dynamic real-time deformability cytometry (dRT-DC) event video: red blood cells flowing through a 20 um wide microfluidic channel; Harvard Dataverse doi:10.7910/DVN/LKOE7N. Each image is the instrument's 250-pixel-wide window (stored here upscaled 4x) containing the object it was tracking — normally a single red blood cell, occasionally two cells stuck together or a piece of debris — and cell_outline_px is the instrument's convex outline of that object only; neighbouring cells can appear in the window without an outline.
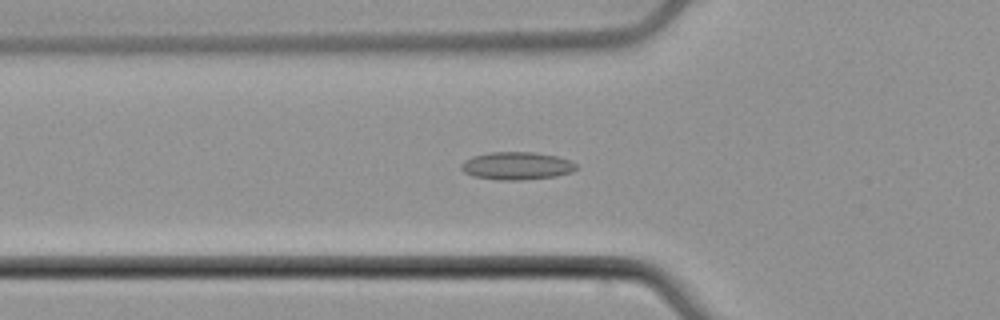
{"species": "common noctule bat (a hibernating species)", "species_latin": "Nyctalus noctula", "temperature_condition": "cold", "stored_images_in_passage": 47, "camera_frame_rate_fps": 3000, "um_per_image_px": 0.085, "animal": {"sex": "male", "body_mass_g": 21.5, "forearm_length_mm": 52.0}, "frame": {"image": 1, "passage_image": 12, "time_ms": 3.667, "image_size_px": [1000, 320], "cell_outline_px": [[576, 168], [572, 172], [556, 176], [520, 180], [496, 180], [472, 176], [464, 172], [460, 168], [460, 164], [464, 160], [472, 156], [488, 152], [532, 152], [556, 156], [568, 160], [576, 164]], "centroid_in_image_um": [43.86, 14.1], "position_along_channel_um": 81.9, "area_um2": 18.67}}
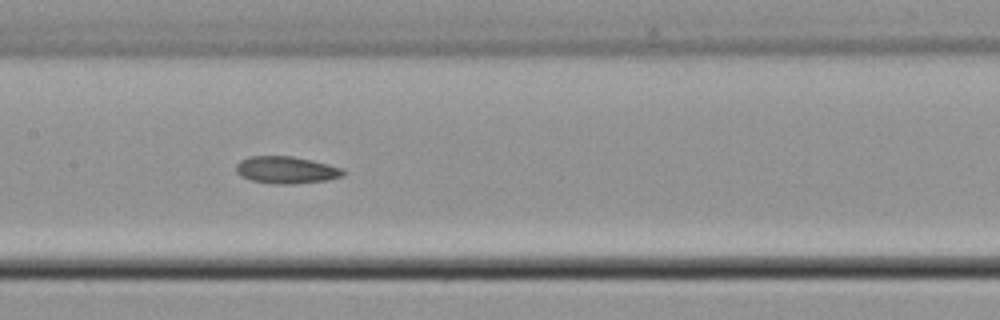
{"frame": {"image": 2, "passage_image": 20, "time_ms": 6.333, "image_size_px": [1000, 320], "cell_outline_px": [[344, 176], [328, 180], [292, 184], [276, 184], [252, 180], [240, 176], [236, 172], [236, 164], [240, 160], [248, 156], [292, 156], [312, 160], [344, 168]], "centroid_in_image_um": [24.34, 14.44], "position_along_channel_um": 183.1, "area_um2": 17.05}}
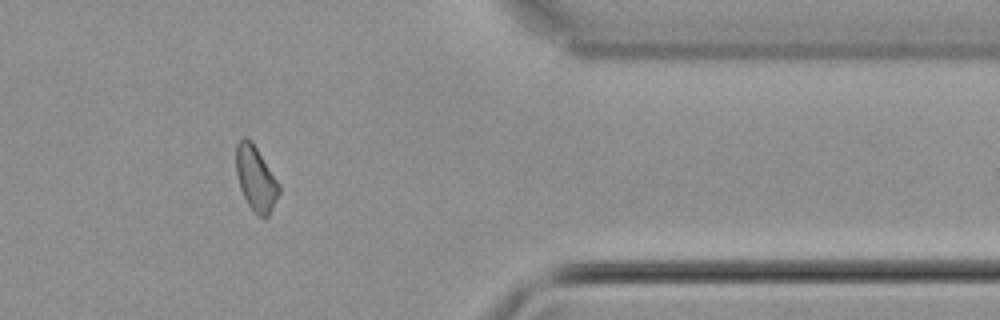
{"frame": {"image": 3, "passage_image": 38, "time_ms": 12.333, "image_size_px": [1000, 320], "cell_outline_px": [[280, 192], [268, 216], [264, 220], [248, 204], [240, 188], [236, 172], [236, 144], [244, 136], [252, 140], [280, 184]], "centroid_in_image_um": [21.75, 15.14], "position_along_channel_um": 389.7, "area_um2": 16.18}}